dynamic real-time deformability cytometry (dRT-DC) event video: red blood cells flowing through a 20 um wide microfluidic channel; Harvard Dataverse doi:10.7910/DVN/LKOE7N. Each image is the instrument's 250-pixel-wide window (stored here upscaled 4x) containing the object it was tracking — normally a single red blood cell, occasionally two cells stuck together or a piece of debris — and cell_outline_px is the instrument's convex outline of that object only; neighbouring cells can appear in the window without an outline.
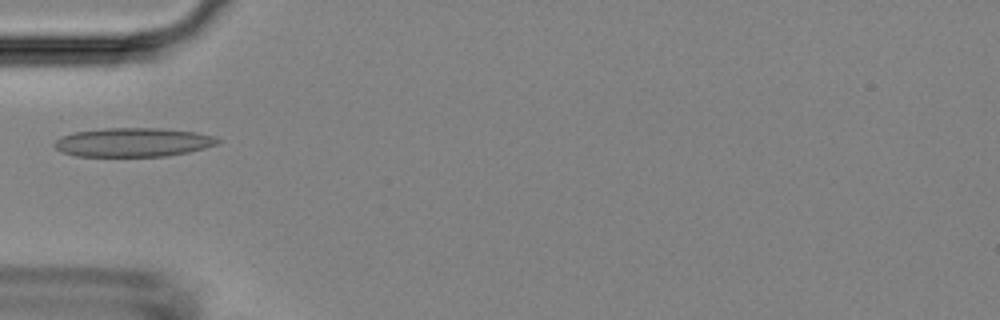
{"species": "Egyptian fruit bat (a non-hibernating species)", "species_latin": "Rousettus aegyptiacus", "temperature_condition": "room temperature", "stored_images_in_passage": 4, "camera_frame_rate_fps": 3000, "um_per_image_px": 0.085, "animal": {"sex": "female"}, "frame": {"image": 1, "passage_image": 2, "time_ms": 1.333, "image_size_px": [1000, 320], "cell_outline_px": [[220, 144], [188, 152], [164, 156], [76, 156], [60, 152], [52, 144], [60, 136], [72, 132], [104, 128], [160, 128], [196, 132], [212, 136], [220, 140]], "centroid_in_image_um": [11.27, 12.09], "position_along_channel_um": 73.7, "area_um2": 27.63}}